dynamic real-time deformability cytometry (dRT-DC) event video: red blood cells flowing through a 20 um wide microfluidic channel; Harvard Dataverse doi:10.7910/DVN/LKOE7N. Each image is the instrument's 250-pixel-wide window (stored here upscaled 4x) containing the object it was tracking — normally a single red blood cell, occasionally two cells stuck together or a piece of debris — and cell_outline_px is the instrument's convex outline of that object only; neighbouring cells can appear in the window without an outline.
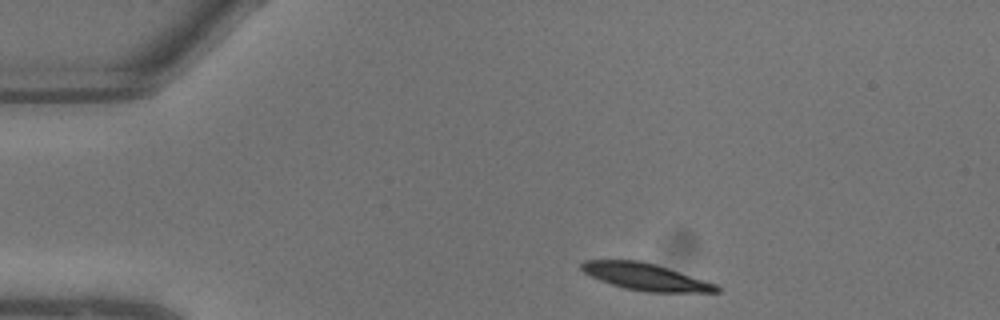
{"species": "common noctule bat (a hibernating species)", "species_latin": "Nyctalus noctula", "temperature_condition": "warm", "stored_images_in_passage": 5, "camera_frame_rate_fps": 3000, "um_per_image_px": 0.085, "animal": {"sex": "male", "body_mass_g": 13.3}, "frame": {"image": 1, "passage_image": 1, "time_ms": 0.0, "image_size_px": [1000, 320], "cell_outline_px": [[720, 292], [644, 292], [624, 288], [600, 280], [584, 272], [580, 268], [580, 264], [584, 260], [640, 260], [656, 264], [716, 284], [720, 288]], "centroid_in_image_um": [54.86, 23.52], "position_along_channel_um": 30.1, "area_um2": 21.1}}
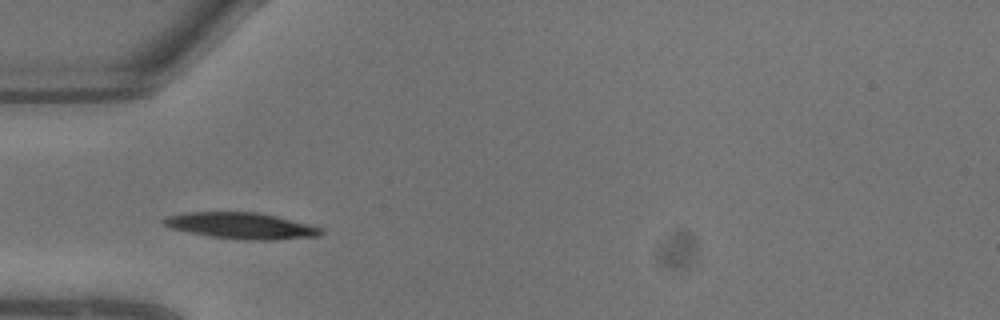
{"frame": {"image": 2, "passage_image": 4, "time_ms": 1.0, "image_size_px": [1000, 320], "cell_outline_px": [[324, 232], [320, 236], [272, 240], [244, 240], [212, 236], [172, 228], [160, 224], [160, 220], [168, 216], [184, 212], [256, 212], [276, 216], [324, 228]], "centroid_in_image_um": [20.52, 19.18], "position_along_channel_um": 64.5, "area_um2": 23.99}}